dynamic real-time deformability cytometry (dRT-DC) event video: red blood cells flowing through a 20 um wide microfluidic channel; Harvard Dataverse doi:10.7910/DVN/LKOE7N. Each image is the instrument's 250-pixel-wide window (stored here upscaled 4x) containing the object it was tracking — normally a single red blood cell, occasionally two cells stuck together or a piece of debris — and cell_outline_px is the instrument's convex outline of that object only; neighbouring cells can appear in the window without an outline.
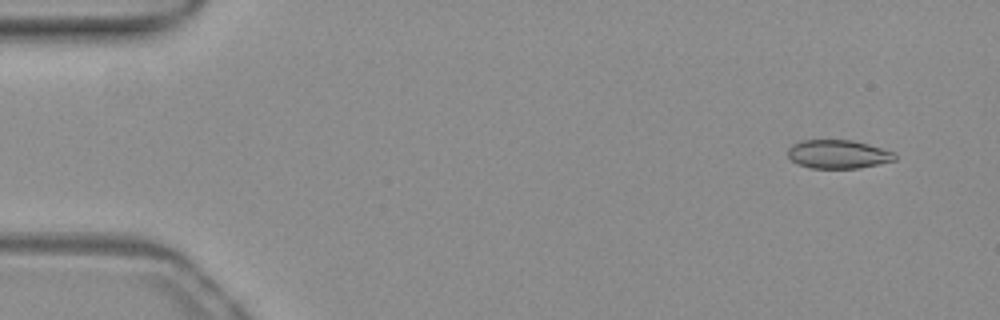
{"species": "common noctule bat (a hibernating species)", "species_latin": "Nyctalus noctula", "temperature_condition": "warm", "stored_images_in_passage": 52, "camera_frame_rate_fps": 3000, "um_per_image_px": 0.085, "animal": {"sex": "female", "body_mass_g": 19.3, "forearm_length_mm": 54.1}, "frame": {"image": 1, "passage_image": 4, "time_ms": 1.0, "image_size_px": [1000, 320], "cell_outline_px": [[896, 160], [860, 168], [808, 168], [796, 164], [788, 156], [788, 148], [792, 144], [800, 140], [852, 140], [868, 144], [896, 152]], "centroid_in_image_um": [71.23, 13.11], "position_along_channel_um": 13.8, "area_um2": 18.03}}
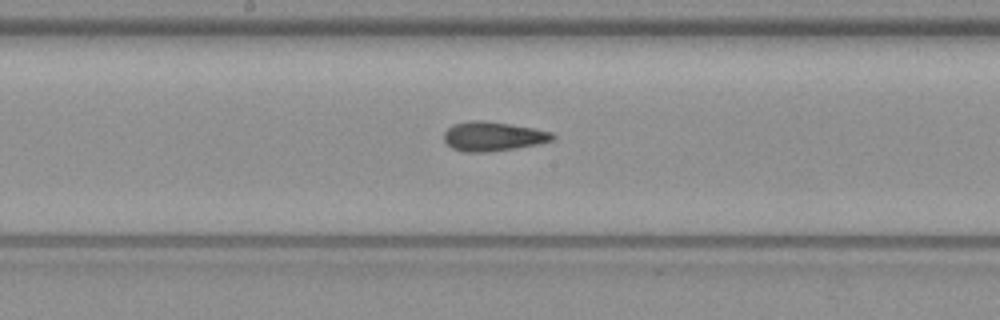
{"frame": {"image": 2, "passage_image": 28, "time_ms": 9.0, "image_size_px": [1000, 320], "cell_outline_px": [[556, 136], [552, 140], [540, 144], [516, 148], [488, 152], [464, 152], [452, 148], [444, 140], [444, 132], [452, 124], [468, 120], [484, 120], [512, 124], [552, 132]], "centroid_in_image_um": [41.89, 11.58], "position_along_channel_um": 206.3, "area_um2": 18.73}}
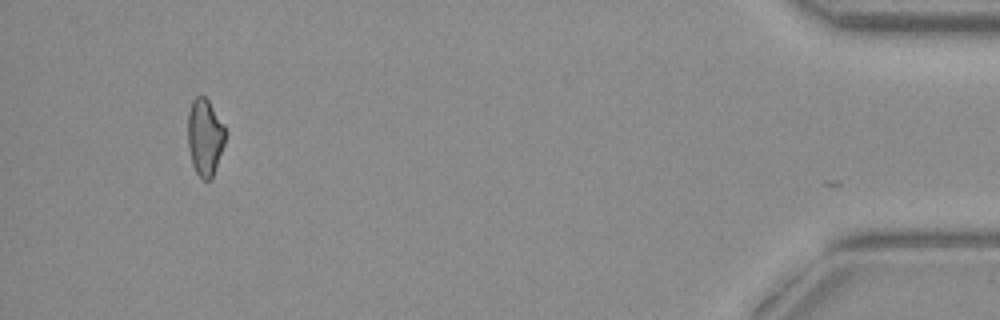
{"frame": {"image": 3, "passage_image": 50, "time_ms": 16.333, "image_size_px": [1000, 320], "cell_outline_px": [[228, 132], [212, 180], [204, 180], [196, 172], [192, 164], [188, 148], [188, 112], [192, 100], [196, 96], [204, 96], [208, 100], [224, 124]], "centroid_in_image_um": [17.43, 11.66], "position_along_channel_um": 417.8, "area_um2": 17.05}, "authors_computed_cell_mechanics": {"area_um2": 18.2937, "velocity_mm_per_s": 3.9152, "shape_relaxation_time_tau1_ms": null, "shape_relaxation_time_tau2_ms": 1.9198, "deformation_change_tau1": null, "deformation_change_tau2": 0.0887}}